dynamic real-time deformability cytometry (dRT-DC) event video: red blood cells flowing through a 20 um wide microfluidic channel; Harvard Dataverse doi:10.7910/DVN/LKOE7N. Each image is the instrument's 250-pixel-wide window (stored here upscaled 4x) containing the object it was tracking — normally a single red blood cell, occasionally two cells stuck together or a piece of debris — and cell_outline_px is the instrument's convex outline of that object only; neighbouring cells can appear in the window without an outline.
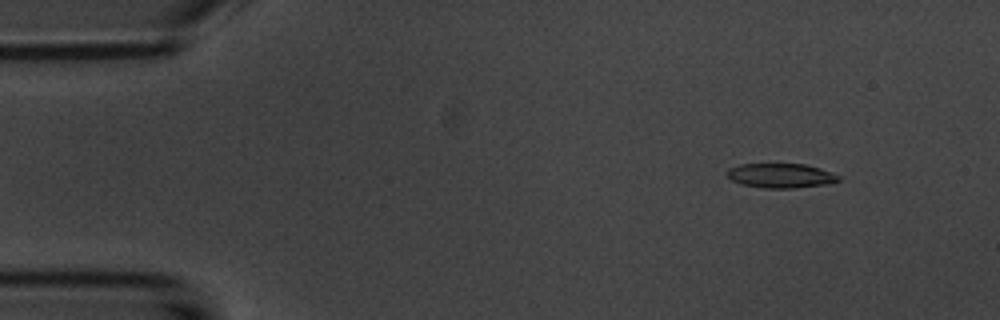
{"species": "common noctule bat (a hibernating species)", "species_latin": "Nyctalus noctula", "temperature_condition": "room temperature", "stored_images_in_passage": 53, "camera_frame_rate_fps": 3000, "um_per_image_px": 0.085, "animal": {"sex": "male", "body_mass_g": 20.1, "forearm_length_mm": 53.5}, "frame": {"image": 1, "passage_image": 5, "time_ms": 1.333, "image_size_px": [1000, 320], "cell_outline_px": [[840, 180], [824, 184], [796, 188], [764, 188], [744, 184], [732, 180], [728, 176], [728, 168], [740, 164], [804, 164], [820, 168], [832, 172], [840, 176]], "centroid_in_image_um": [66.38, 14.92], "position_along_channel_um": 18.6, "area_um2": 15.72}}
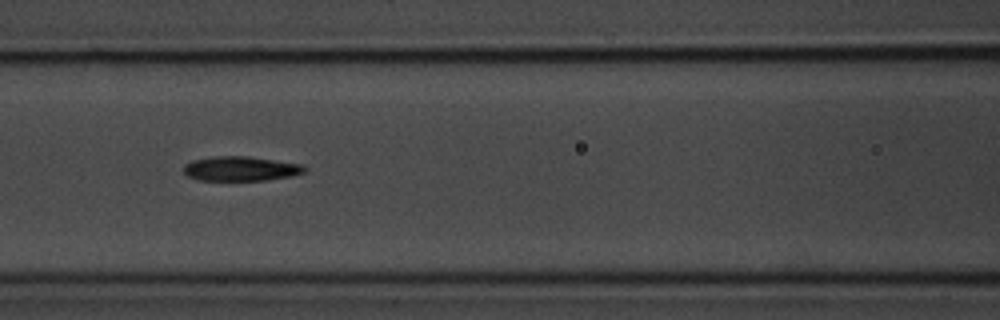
{"frame": {"image": 2, "passage_image": 22, "time_ms": 7.0, "image_size_px": [1000, 320], "cell_outline_px": [[308, 168], [304, 172], [292, 176], [268, 180], [200, 180], [188, 176], [184, 172], [184, 164], [192, 160], [216, 156], [248, 156], [300, 164]], "centroid_in_image_um": [20.46, 14.33], "position_along_channel_um": 146.1, "area_um2": 17.22}}
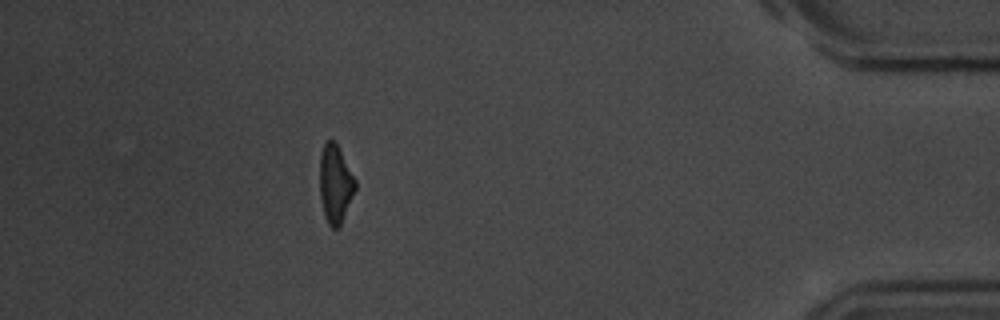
{"frame": {"image": 3, "passage_image": 47, "time_ms": 15.333, "image_size_px": [1000, 320], "cell_outline_px": [[356, 188], [340, 224], [336, 228], [332, 228], [328, 224], [324, 216], [320, 196], [320, 156], [324, 144], [328, 140], [332, 140], [336, 144], [356, 180]], "centroid_in_image_um": [28.48, 15.64], "position_along_channel_um": 406.7, "area_um2": 15.78}, "authors_computed_cell_mechanics": {"area_um2": 17.051, "velocity_mm_per_s": 3.7484, "shape_relaxation_time_tau1_ms": 3.1694, "shape_relaxation_time_tau2_ms": 7.1588, "deformation_change_tau1": 0.1313, "deformation_change_tau2": 0.1925}}